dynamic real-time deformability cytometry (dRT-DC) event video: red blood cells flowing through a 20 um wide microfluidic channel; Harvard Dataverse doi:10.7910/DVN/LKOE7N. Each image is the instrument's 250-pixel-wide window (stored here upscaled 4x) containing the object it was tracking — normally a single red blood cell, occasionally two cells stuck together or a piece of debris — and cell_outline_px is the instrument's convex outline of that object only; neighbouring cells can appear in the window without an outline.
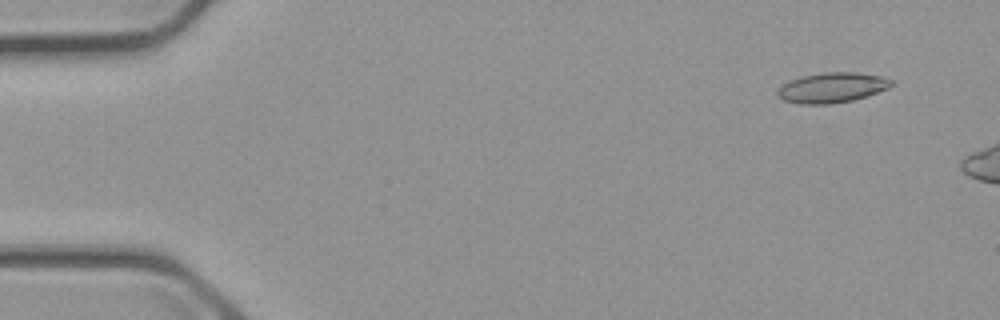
{"species": "common noctule bat (a hibernating species)", "species_latin": "Nyctalus noctula", "temperature_condition": "cold", "stored_images_in_passage": 8, "camera_frame_rate_fps": 3000, "um_per_image_px": 0.085, "animal": {"sex": "male", "body_mass_g": 23.1, "forearm_length_mm": 52.7}, "frame": {"image": 1, "passage_image": 3, "time_ms": 0.667, "image_size_px": [1000, 320], "cell_outline_px": [[892, 84], [888, 88], [868, 96], [852, 100], [832, 104], [800, 104], [784, 100], [776, 92], [784, 84], [800, 76], [828, 72], [852, 72], [880, 76], [892, 80]], "centroid_in_image_um": [70.74, 7.45], "position_along_channel_um": 14.3, "area_um2": 19.71}}